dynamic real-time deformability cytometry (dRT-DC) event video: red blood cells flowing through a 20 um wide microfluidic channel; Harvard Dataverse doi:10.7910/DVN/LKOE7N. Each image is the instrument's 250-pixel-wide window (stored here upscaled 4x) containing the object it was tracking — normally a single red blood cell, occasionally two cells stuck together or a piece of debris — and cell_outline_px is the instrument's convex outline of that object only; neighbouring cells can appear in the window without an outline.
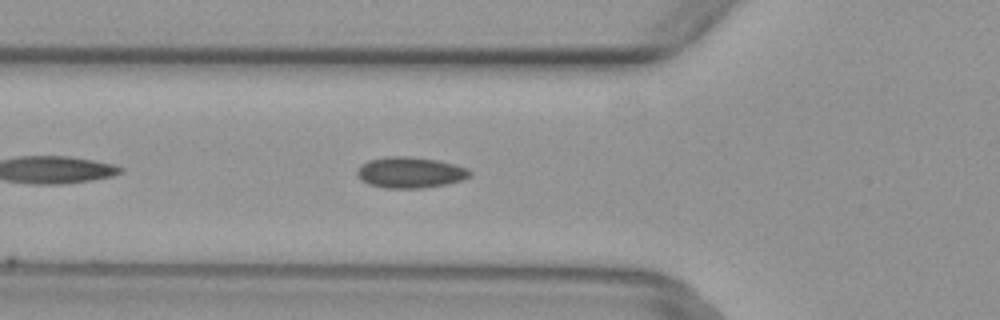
{"species": "common noctule bat (a hibernating species)", "species_latin": "Nyctalus noctula", "temperature_condition": "warm", "stored_images_in_passage": 5, "camera_frame_rate_fps": 3000, "um_per_image_px": 0.085, "animal": {"sex": "female", "body_mass_g": 29.2, "forearm_length_mm": 56.3}, "frame": {"image": 1, "passage_image": 5, "time_ms": 1.333, "image_size_px": [1000, 320], "cell_outline_px": [[472, 172], [468, 176], [460, 180], [448, 184], [424, 188], [384, 188], [368, 184], [360, 180], [356, 176], [356, 172], [368, 160], [388, 156], [404, 156], [440, 160], [456, 164], [468, 168]], "centroid_in_image_um": [34.87, 14.66], "position_along_channel_um": 90.9, "area_um2": 20.46}}